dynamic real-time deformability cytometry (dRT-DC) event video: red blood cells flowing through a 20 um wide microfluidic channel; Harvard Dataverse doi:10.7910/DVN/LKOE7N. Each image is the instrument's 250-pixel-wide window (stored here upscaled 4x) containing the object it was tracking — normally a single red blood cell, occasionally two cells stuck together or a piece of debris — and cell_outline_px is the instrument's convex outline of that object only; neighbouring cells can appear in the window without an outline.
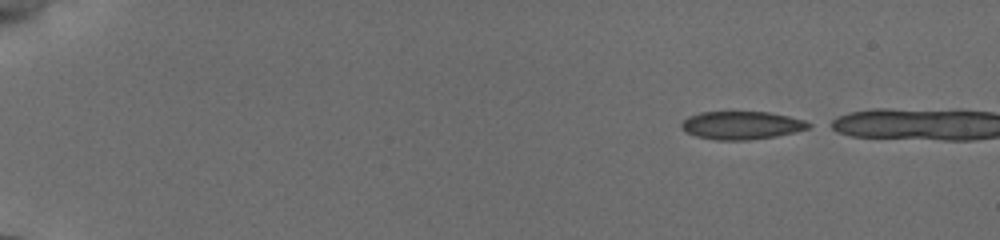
{"species": "common noctule bat (a hibernating species)", "species_latin": "Nyctalus noctula", "temperature_condition": "cold", "stored_images_in_passage": 5, "camera_frame_rate_fps": 3000, "um_per_image_px": 0.085, "animal": {"sex": "female", "body_mass_g": 19.5, "forearm_length_mm": 54.1}, "frame": {"image": 1, "passage_image": 1, "time_ms": 0.0, "image_size_px": [1000, 240], "cell_outline_px": [[812, 124], [808, 128], [776, 136], [748, 140], [716, 140], [696, 136], [680, 128], [680, 124], [688, 116], [700, 112], [768, 112], [788, 116], [804, 120]], "centroid_in_image_um": [63.0, 10.65], "position_along_channel_um": 22.0, "area_um2": 20.63}}